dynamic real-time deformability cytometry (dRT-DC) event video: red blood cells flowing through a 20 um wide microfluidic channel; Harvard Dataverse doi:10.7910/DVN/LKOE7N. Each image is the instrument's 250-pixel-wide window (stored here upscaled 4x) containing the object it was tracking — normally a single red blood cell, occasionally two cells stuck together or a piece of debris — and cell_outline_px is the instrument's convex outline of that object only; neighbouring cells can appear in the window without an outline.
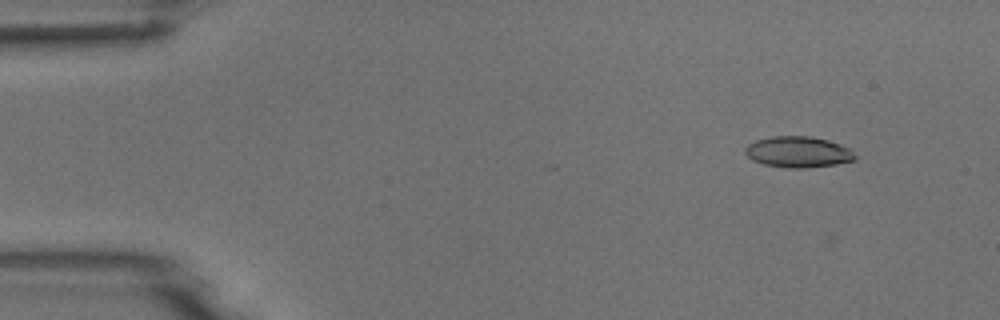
{"species": "common noctule bat (a hibernating species)", "species_latin": "Nyctalus noctula", "temperature_condition": "room temperature", "stored_images_in_passage": 4, "camera_frame_rate_fps": 3000, "um_per_image_px": 0.085, "animal": {"sex": "male", "body_mass_g": 18.8}, "frame": {"image": 1, "passage_image": 2, "time_ms": 1.667, "image_size_px": [1000, 320], "cell_outline_px": [[856, 160], [836, 164], [804, 168], [788, 168], [764, 164], [752, 160], [744, 152], [744, 148], [748, 144], [756, 140], [772, 136], [812, 136], [828, 140], [852, 148], [856, 156]], "centroid_in_image_um": [67.87, 12.91], "position_along_channel_um": 17.1, "area_um2": 20.06}}